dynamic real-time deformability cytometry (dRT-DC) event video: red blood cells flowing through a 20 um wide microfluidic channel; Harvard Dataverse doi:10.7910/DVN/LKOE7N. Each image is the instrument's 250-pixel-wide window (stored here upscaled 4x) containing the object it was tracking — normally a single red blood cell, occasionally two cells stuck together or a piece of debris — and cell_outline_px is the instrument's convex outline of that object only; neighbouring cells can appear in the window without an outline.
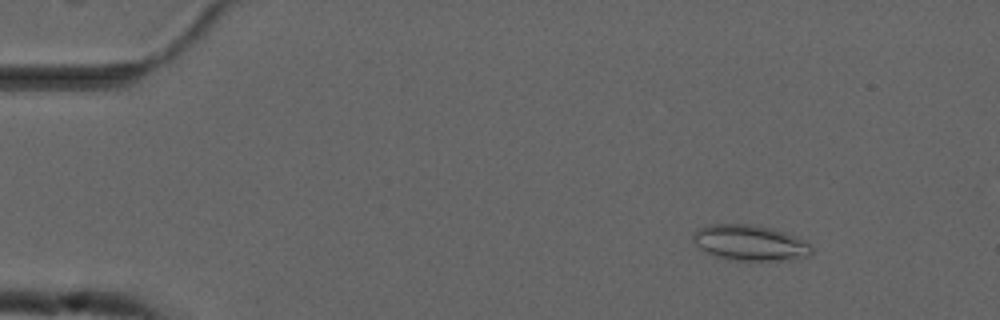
{"species": "common noctule bat (a hibernating species)", "species_latin": "Nyctalus noctula", "temperature_condition": "cold", "stored_images_in_passage": 54, "camera_frame_rate_fps": 3000, "um_per_image_px": 0.085, "animal": {"sex": "male", "forearm_length_mm": 52.5}, "frame": {"image": 1, "passage_image": 6, "time_ms": 1.667, "image_size_px": [1000, 320], "cell_outline_px": [[812, 252], [808, 256], [792, 260], [732, 260], [716, 256], [700, 248], [692, 240], [692, 232], [696, 228], [712, 224], [752, 224], [772, 228], [808, 240], [812, 244]], "centroid_in_image_um": [63.78, 20.63], "position_along_channel_um": 21.2, "area_um2": 24.91}}
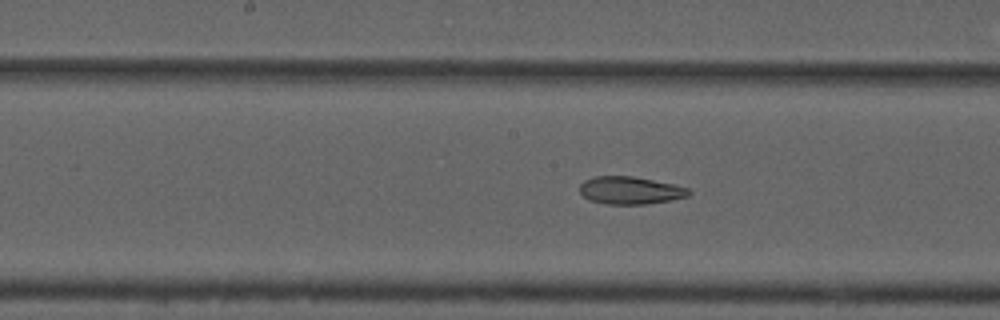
{"frame": {"image": 2, "passage_image": 27, "time_ms": 8.667, "image_size_px": [1000, 320], "cell_outline_px": [[692, 192], [688, 196], [672, 200], [644, 204], [608, 204], [588, 200], [580, 192], [580, 184], [584, 180], [596, 176], [632, 176], [672, 184], [688, 188]], "centroid_in_image_um": [53.56, 16.18], "position_along_channel_um": 194.6, "area_um2": 17.46}}
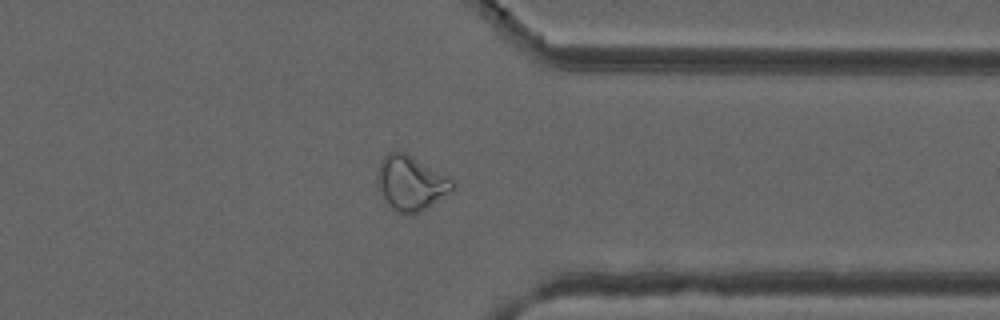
{"frame": {"image": 3, "passage_image": 42, "time_ms": 13.667, "image_size_px": [1000, 320], "cell_outline_px": [[456, 188], [452, 192], [420, 212], [412, 216], [400, 212], [392, 208], [388, 204], [380, 188], [376, 176], [380, 160], [388, 152], [404, 152], [412, 156], [456, 180]], "centroid_in_image_um": [34.98, 15.56], "position_along_channel_um": 376.4, "area_um2": 24.04}}